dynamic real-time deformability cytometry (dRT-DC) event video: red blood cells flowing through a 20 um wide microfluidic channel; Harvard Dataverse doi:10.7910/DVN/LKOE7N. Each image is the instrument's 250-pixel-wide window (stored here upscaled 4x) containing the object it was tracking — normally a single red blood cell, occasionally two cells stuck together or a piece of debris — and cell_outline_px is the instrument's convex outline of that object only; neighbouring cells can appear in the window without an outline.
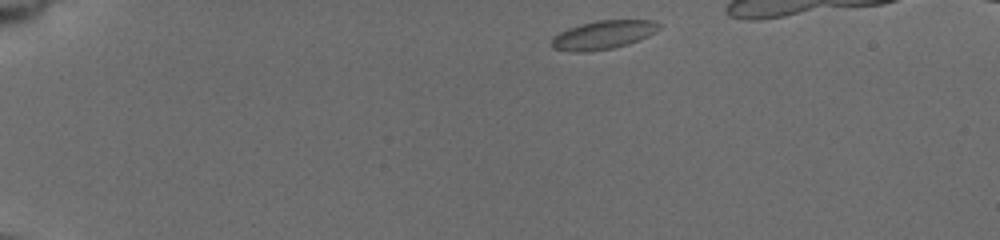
{"species": "common noctule bat (a hibernating species)", "species_latin": "Nyctalus noctula", "temperature_condition": "cold", "stored_images_in_passage": 41, "camera_frame_rate_fps": 3000, "um_per_image_px": 0.085, "animal": {"sex": "female", "body_mass_g": 19.5, "forearm_length_mm": 54.1}, "frame": {"image": 1, "passage_image": 1, "time_ms": 0.0, "image_size_px": [1000, 240], "cell_outline_px": [[664, 24], [660, 28], [648, 36], [628, 44], [612, 48], [588, 52], [568, 52], [552, 48], [552, 36], [568, 28], [580, 24], [596, 20], [652, 20]], "centroid_in_image_um": [51.26, 2.96], "position_along_channel_um": 33.7, "area_um2": 18.09}}
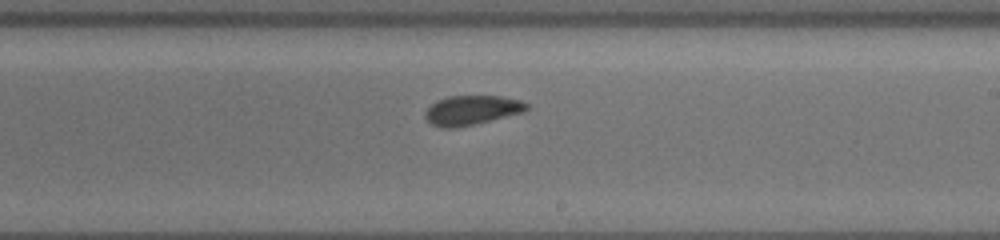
{"frame": {"image": 2, "passage_image": 25, "time_ms": 8.0, "image_size_px": [1000, 240], "cell_outline_px": [[528, 108], [524, 112], [456, 128], [440, 128], [432, 124], [424, 116], [424, 112], [436, 100], [448, 96], [500, 96], [520, 100], [528, 104]], "centroid_in_image_um": [40.07, 9.36], "position_along_channel_um": 248.9, "area_um2": 17.34}}
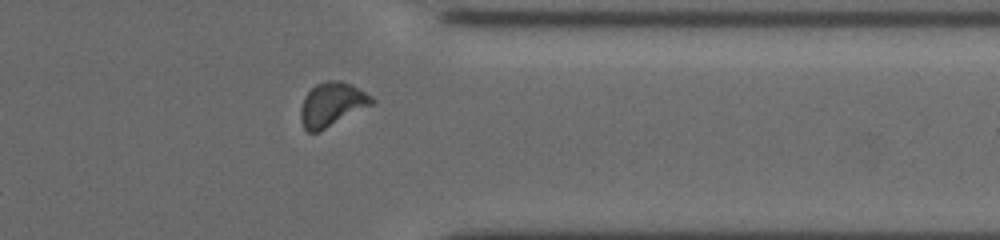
{"frame": {"image": 3, "passage_image": 36, "time_ms": 11.667, "image_size_px": [1000, 240], "cell_outline_px": [[376, 100], [372, 104], [316, 132], [308, 132], [304, 128], [300, 120], [300, 108], [304, 96], [316, 84], [324, 80], [340, 80], [352, 84], [372, 96]], "centroid_in_image_um": [28.18, 8.83], "position_along_channel_um": 383.2, "area_um2": 17.98}}